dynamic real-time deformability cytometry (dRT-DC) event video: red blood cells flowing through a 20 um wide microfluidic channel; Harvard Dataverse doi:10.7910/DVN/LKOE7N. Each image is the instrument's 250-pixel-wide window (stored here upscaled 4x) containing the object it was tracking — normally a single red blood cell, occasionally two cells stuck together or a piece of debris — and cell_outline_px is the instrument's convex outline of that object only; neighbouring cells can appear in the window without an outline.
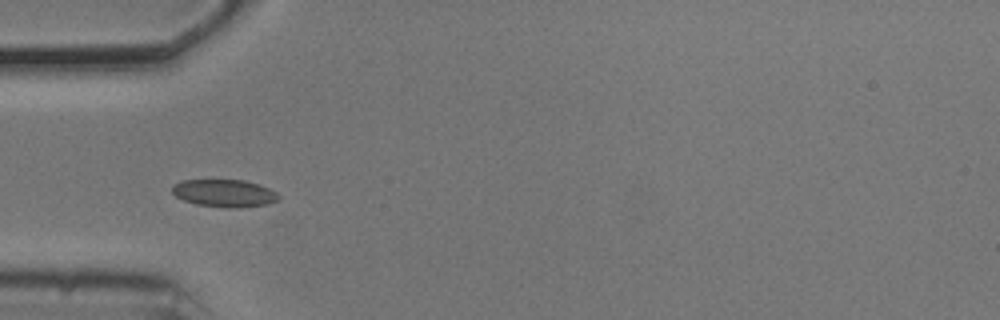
{"species": "common noctule bat (a hibernating species)", "species_latin": "Nyctalus noctula", "temperature_condition": "cold", "stored_images_in_passage": 38, "camera_frame_rate_fps": 3000, "um_per_image_px": 0.085, "animal": {"sex": "male", "body_mass_g": 20.5, "forearm_length_mm": 52.5}, "frame": {"image": 1, "passage_image": 1, "time_ms": 0.0, "image_size_px": [1000, 320], "cell_outline_px": [[280, 200], [268, 204], [232, 208], [228, 208], [196, 204], [184, 200], [176, 196], [172, 192], [172, 188], [176, 184], [184, 180], [244, 180], [260, 184], [276, 192], [280, 196]], "centroid_in_image_um": [19.12, 16.42], "position_along_channel_um": 65.9, "area_um2": 16.99}}
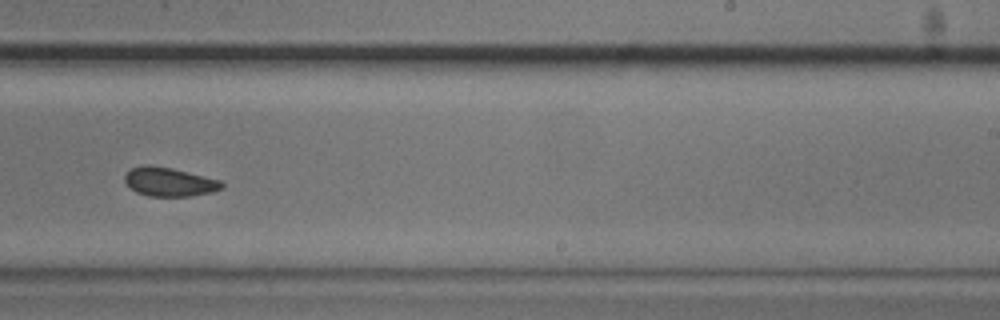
{"frame": {"image": 2, "passage_image": 18, "time_ms": 5.667, "image_size_px": [1000, 320], "cell_outline_px": [[224, 188], [212, 192], [192, 196], [148, 196], [136, 192], [124, 180], [124, 176], [132, 168], [148, 164], [172, 168], [220, 180], [224, 184]], "centroid_in_image_um": [14.42, 15.46], "position_along_channel_um": 274.6, "area_um2": 16.24}}
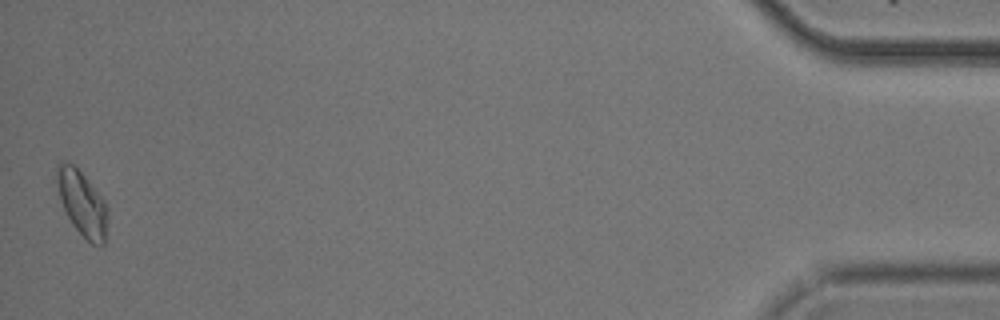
{"frame": {"image": 3, "passage_image": 38, "time_ms": 12.333, "image_size_px": [1000, 320], "cell_outline_px": [[108, 216], [104, 244], [92, 244], [72, 224], [60, 200], [56, 180], [56, 164], [60, 160], [64, 160], [72, 164], [84, 176], [104, 200], [108, 208]], "centroid_in_image_um": [6.97, 17.24], "position_along_channel_um": 428.2, "area_um2": 19.02}, "authors_computed_cell_mechanics": {"area_um2": 16.9354, "velocity_mm_per_s": 3.686, "shape_relaxation_time_tau1_ms": 3.9883, "shape_relaxation_time_tau2_ms": 2.4387, "deformation_change_tau1": 0.076, "deformation_change_tau2": 0.0663}}